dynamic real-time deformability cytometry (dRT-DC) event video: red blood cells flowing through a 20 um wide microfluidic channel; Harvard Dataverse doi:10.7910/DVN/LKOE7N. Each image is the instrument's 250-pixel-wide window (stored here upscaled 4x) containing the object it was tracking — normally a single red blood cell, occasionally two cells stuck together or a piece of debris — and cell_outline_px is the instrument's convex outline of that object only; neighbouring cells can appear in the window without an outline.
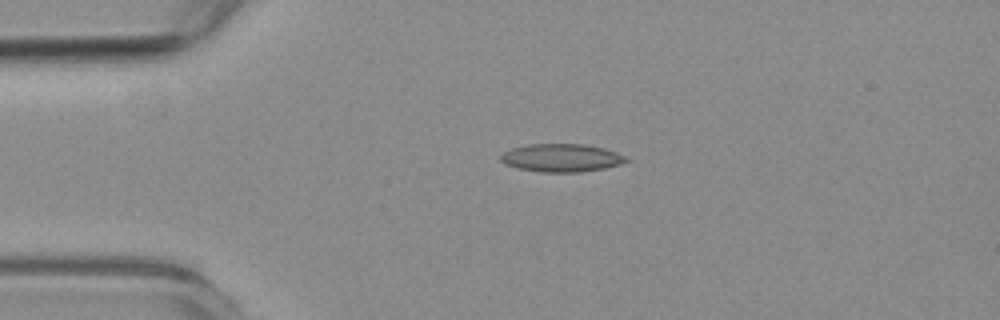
{"species": "common noctule bat (a hibernating species)", "species_latin": "Nyctalus noctula", "temperature_condition": "room temperature", "stored_images_in_passage": 36, "camera_frame_rate_fps": 3000, "um_per_image_px": 0.085, "animal": {"sex": "female", "body_mass_g": 19.3, "forearm_length_mm": 54.1}, "frame": {"image": 1, "passage_image": 1, "time_ms": 0.0, "image_size_px": [1000, 320], "cell_outline_px": [[628, 160], [620, 164], [604, 168], [580, 172], [540, 172], [516, 168], [504, 164], [500, 160], [500, 156], [504, 152], [512, 148], [528, 144], [584, 144], [604, 148], [616, 152], [624, 156]], "centroid_in_image_um": [47.68, 13.42], "position_along_channel_um": 37.3, "area_um2": 20.46}}
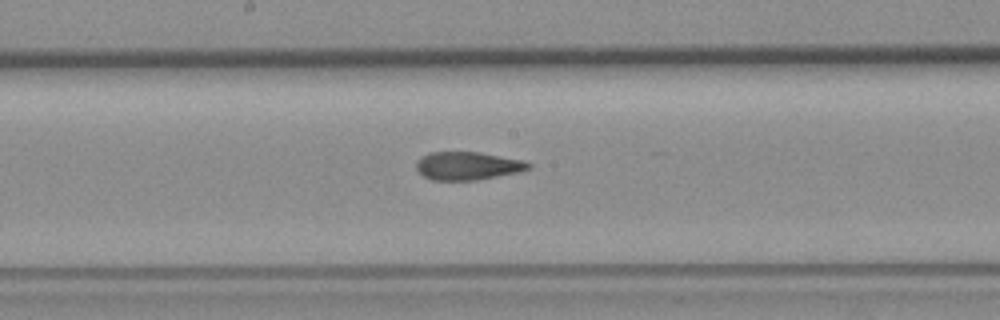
{"frame": {"image": 2, "passage_image": 18, "time_ms": 5.667, "image_size_px": [1000, 320], "cell_outline_px": [[532, 168], [520, 172], [476, 180], [432, 180], [424, 176], [416, 168], [416, 160], [420, 156], [428, 152], [480, 152], [524, 160], [532, 164]], "centroid_in_image_um": [39.76, 14.09], "position_along_channel_um": 208.4, "area_um2": 18.61}}
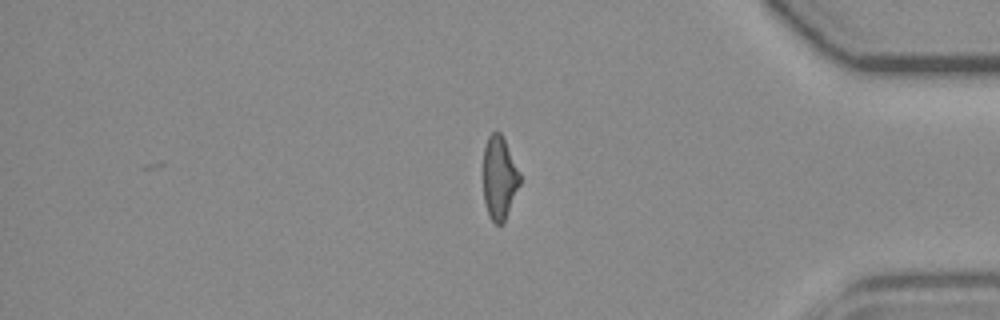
{"frame": {"image": 3, "passage_image": 36, "time_ms": 11.667, "image_size_px": [1000, 320], "cell_outline_px": [[520, 184], [504, 220], [500, 224], [496, 224], [492, 220], [484, 204], [484, 148], [488, 136], [492, 132], [500, 132], [520, 172]], "centroid_in_image_um": [42.44, 15.1], "position_along_channel_um": 392.8, "area_um2": 17.34}, "authors_computed_cell_mechanics": {"area_um2": 19.1029, "velocity_mm_per_s": 3.5614, "shape_relaxation_time_tau1_ms": null, "shape_relaxation_time_tau2_ms": 1.1679, "deformation_change_tau1": null, "deformation_change_tau2": 0.0834}}